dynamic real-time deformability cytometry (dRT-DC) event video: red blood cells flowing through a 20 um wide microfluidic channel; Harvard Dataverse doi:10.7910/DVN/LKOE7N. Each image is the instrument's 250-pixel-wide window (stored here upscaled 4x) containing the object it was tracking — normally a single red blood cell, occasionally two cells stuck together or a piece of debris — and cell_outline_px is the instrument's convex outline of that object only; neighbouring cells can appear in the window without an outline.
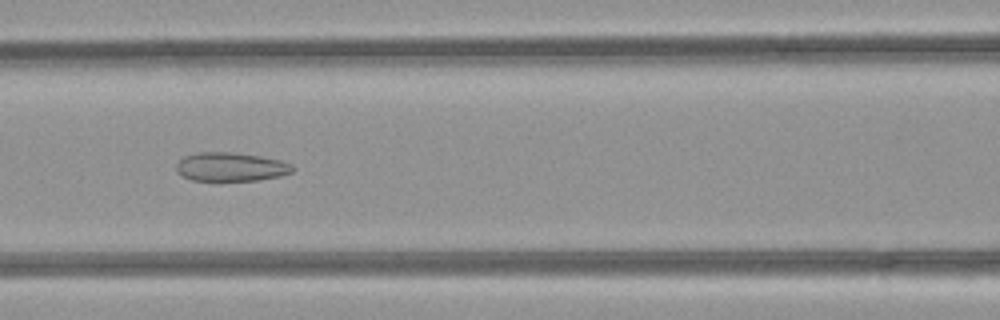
{"species": "common noctule bat (a hibernating species)", "species_latin": "Nyctalus noctula", "temperature_condition": "room temperature", "stored_images_in_passage": 35, "camera_frame_rate_fps": 3000, "um_per_image_px": 0.085, "animal": {"sex": "female", "body_mass_g": 21.9}, "frame": {"image": 1, "passage_image": 7, "time_ms": 2.0, "image_size_px": [1000, 320], "cell_outline_px": [[296, 168], [292, 172], [280, 176], [260, 180], [216, 184], [192, 180], [184, 176], [176, 168], [176, 164], [184, 156], [196, 152], [236, 152], [260, 156], [280, 160], [292, 164]], "centroid_in_image_um": [19.63, 14.23], "position_along_channel_um": 147.0, "area_um2": 20.46}}
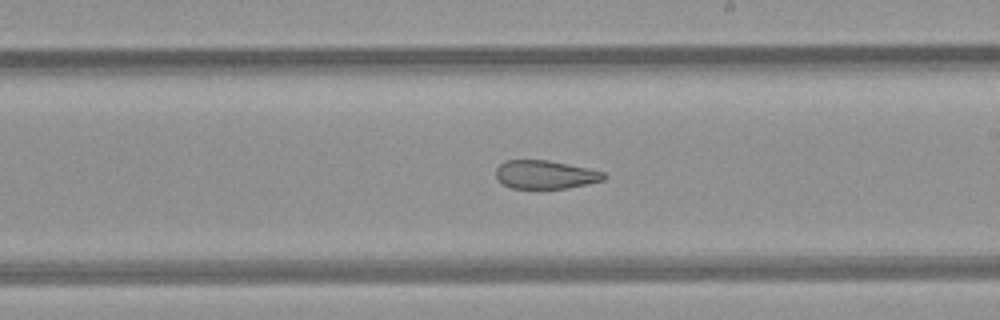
{"frame": {"image": 2, "passage_image": 14, "time_ms": 4.333, "image_size_px": [1000, 320], "cell_outline_px": [[608, 176], [604, 180], [588, 184], [568, 188], [512, 188], [504, 184], [496, 176], [496, 168], [504, 160], [548, 160], [568, 164], [604, 172]], "centroid_in_image_um": [46.37, 14.84], "position_along_channel_um": 242.6, "area_um2": 17.8}}
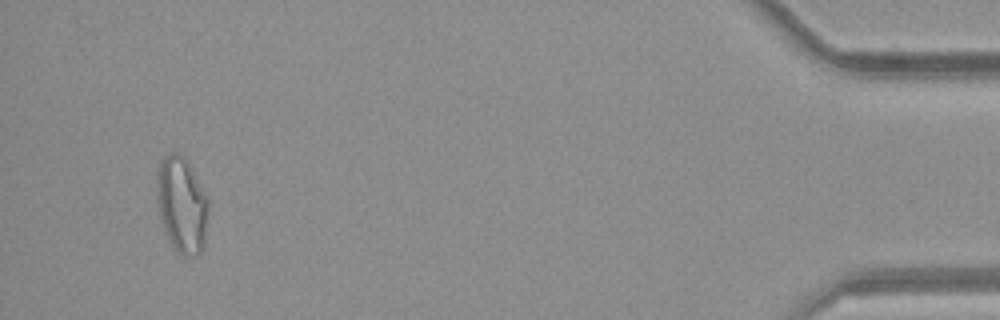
{"frame": {"image": 3, "passage_image": 33, "time_ms": 10.667, "image_size_px": [1000, 320], "cell_outline_px": [[208, 208], [204, 244], [200, 252], [196, 256], [184, 256], [176, 252], [164, 228], [160, 216], [156, 184], [156, 172], [164, 156], [172, 152], [176, 152], [184, 156], [188, 160], [208, 196]], "centroid_in_image_um": [15.47, 17.37], "position_along_channel_um": 419.7, "area_um2": 28.96}, "authors_computed_cell_mechanics": {"area_um2": 20.519, "velocity_mm_per_s": 4.1078, "shape_relaxation_time_tau1_ms": null, "shape_relaxation_time_tau2_ms": 1.9858, "deformation_change_tau1": null, "deformation_change_tau2": 0.102}}